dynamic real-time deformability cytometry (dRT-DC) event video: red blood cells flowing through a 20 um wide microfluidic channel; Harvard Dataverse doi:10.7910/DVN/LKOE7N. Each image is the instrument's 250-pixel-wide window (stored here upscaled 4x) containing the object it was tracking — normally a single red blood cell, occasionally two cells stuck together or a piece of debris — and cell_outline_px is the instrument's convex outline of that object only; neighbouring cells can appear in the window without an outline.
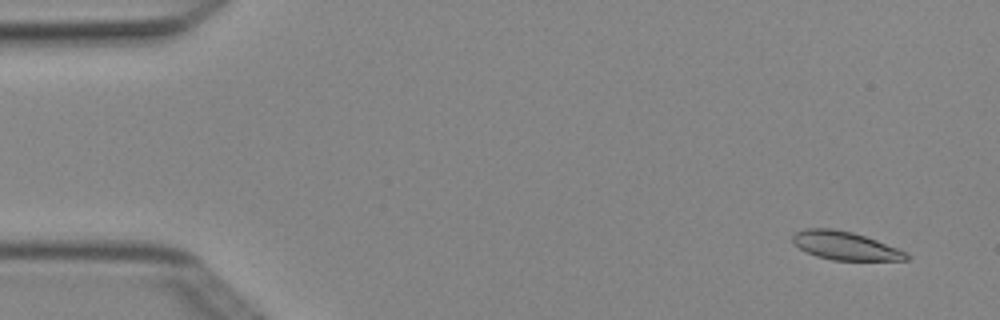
{"species": "Egyptian fruit bat (a non-hibernating species)", "species_latin": "Rousettus aegyptiacus", "temperature_condition": "cold", "stored_images_in_passage": 4, "camera_frame_rate_fps": 3000, "um_per_image_px": 0.085, "animal": {"sex": "female"}, "frame": {"image": 1, "passage_image": 1, "time_ms": 0.0, "image_size_px": [1000, 320], "cell_outline_px": [[908, 260], [832, 260], [816, 256], [800, 248], [792, 240], [792, 236], [796, 232], [804, 228], [832, 228], [852, 232], [876, 240], [908, 252]], "centroid_in_image_um": [71.84, 20.88], "position_along_channel_um": 13.2, "area_um2": 18.61}}
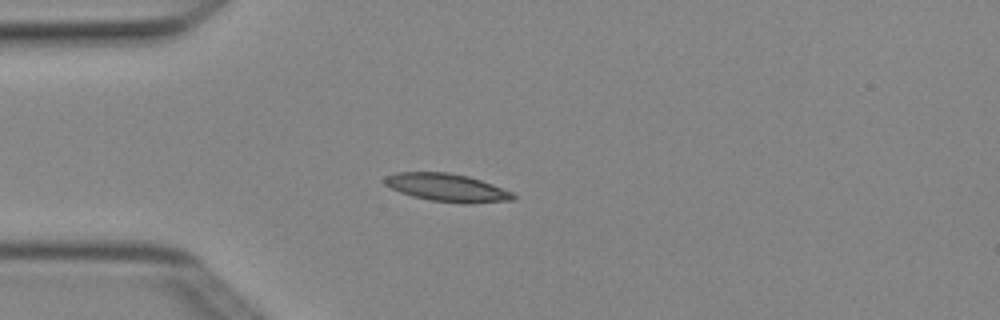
{"frame": {"image": 2, "passage_image": 3, "time_ms": 0.667, "image_size_px": [1000, 320], "cell_outline_px": [[516, 200], [472, 204], [464, 204], [428, 200], [412, 196], [400, 192], [384, 184], [384, 176], [396, 172], [448, 172], [468, 176], [492, 184], [512, 192], [516, 196]], "centroid_in_image_um": [38.01, 15.96], "position_along_channel_um": 47.0, "area_um2": 21.15}}